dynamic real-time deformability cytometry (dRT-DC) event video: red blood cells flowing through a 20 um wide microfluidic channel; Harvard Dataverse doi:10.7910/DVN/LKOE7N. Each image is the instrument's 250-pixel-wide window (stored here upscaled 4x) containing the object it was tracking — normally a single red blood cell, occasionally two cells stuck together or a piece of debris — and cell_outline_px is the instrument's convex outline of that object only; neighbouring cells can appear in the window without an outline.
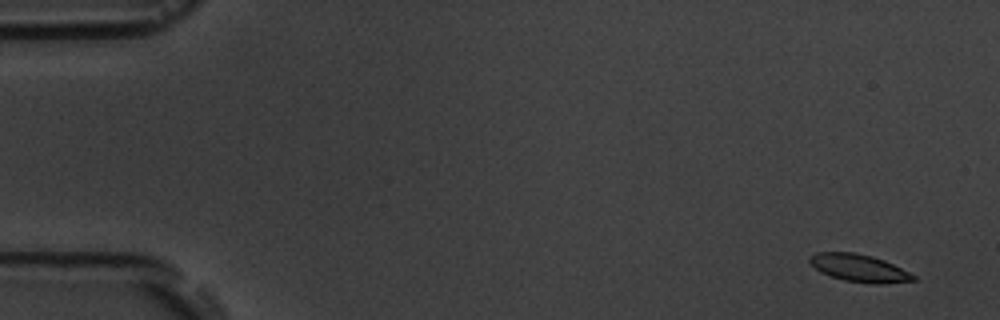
{"species": "common noctule bat (a hibernating species)", "species_latin": "Nyctalus noctula", "temperature_condition": "room temperature", "stored_images_in_passage": 6, "camera_frame_rate_fps": 3000, "um_per_image_px": 0.085, "animal": {"sex": "male", "body_mass_g": 19.5, "forearm_length_mm": 54.6}, "frame": {"image": 1, "passage_image": 1, "time_ms": 0.0, "image_size_px": [1000, 320], "cell_outline_px": [[916, 280], [884, 284], [872, 284], [844, 280], [820, 272], [808, 260], [808, 256], [816, 252], [852, 252], [872, 256], [884, 260], [916, 276]], "centroid_in_image_um": [73.01, 22.78], "position_along_channel_um": 12.0, "area_um2": 16.53}}